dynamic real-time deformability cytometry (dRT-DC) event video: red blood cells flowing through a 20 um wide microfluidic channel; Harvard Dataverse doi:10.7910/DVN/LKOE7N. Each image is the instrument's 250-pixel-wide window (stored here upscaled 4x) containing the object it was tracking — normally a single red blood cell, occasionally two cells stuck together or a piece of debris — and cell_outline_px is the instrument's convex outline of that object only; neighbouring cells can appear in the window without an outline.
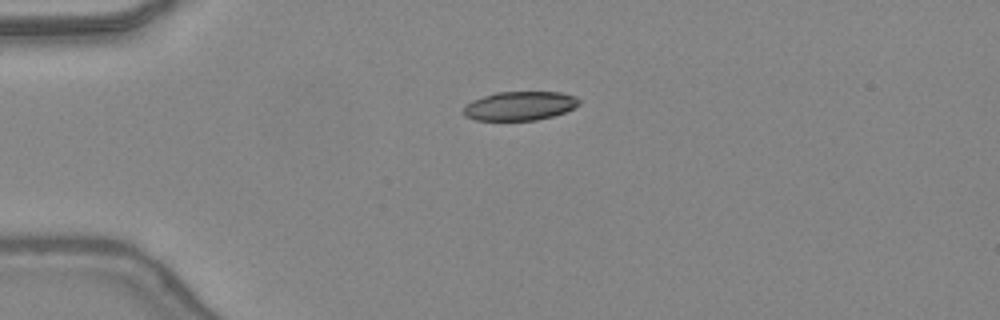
{"species": "common noctule bat (a hibernating species)", "species_latin": "Nyctalus noctula", "temperature_condition": "warm", "stored_images_in_passage": 36, "camera_frame_rate_fps": 3000, "um_per_image_px": 0.085, "animal": {"sex": "female", "body_mass_g": 24.6, "forearm_length_mm": 56.2}, "frame": {"image": 1, "passage_image": 1, "time_ms": 0.0, "image_size_px": [1000, 320], "cell_outline_px": [[580, 104], [564, 112], [552, 116], [536, 120], [476, 120], [464, 116], [464, 108], [472, 100], [496, 92], [560, 92], [576, 96], [580, 100]], "centroid_in_image_um": [44.19, 8.99], "position_along_channel_um": 40.8, "area_um2": 19.36}}
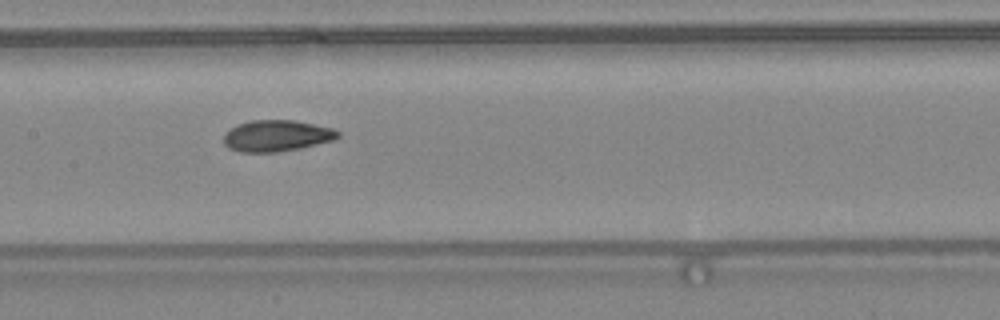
{"frame": {"image": 2, "passage_image": 13, "time_ms": 4.0, "image_size_px": [1000, 320], "cell_outline_px": [[340, 136], [332, 140], [316, 144], [276, 152], [240, 152], [228, 148], [224, 144], [224, 132], [236, 124], [252, 120], [292, 120], [332, 128], [340, 132]], "centroid_in_image_um": [23.45, 11.53], "position_along_channel_um": 183.9, "area_um2": 20.69}}
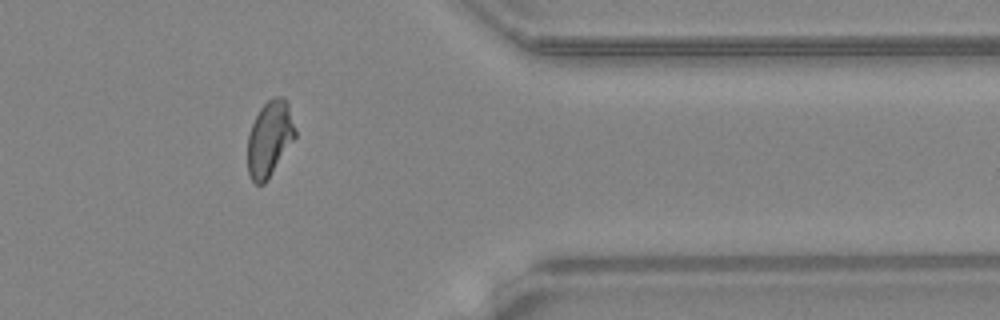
{"frame": {"image": 3, "passage_image": 28, "time_ms": 9.0, "image_size_px": [1000, 320], "cell_outline_px": [[296, 136], [264, 184], [256, 184], [252, 180], [248, 172], [248, 136], [252, 124], [260, 108], [268, 100], [276, 96], [284, 96], [288, 104], [296, 132]], "centroid_in_image_um": [22.91, 11.76], "position_along_channel_um": 388.5, "area_um2": 20.58}, "authors_computed_cell_mechanics": {"area_um2": 20.8947, "velocity_mm_per_s": 4.4203, "shape_relaxation_time_tau1_ms": null, "shape_relaxation_time_tau2_ms": 1.4921, "deformation_change_tau1": null, "deformation_change_tau2": 0.0787}}